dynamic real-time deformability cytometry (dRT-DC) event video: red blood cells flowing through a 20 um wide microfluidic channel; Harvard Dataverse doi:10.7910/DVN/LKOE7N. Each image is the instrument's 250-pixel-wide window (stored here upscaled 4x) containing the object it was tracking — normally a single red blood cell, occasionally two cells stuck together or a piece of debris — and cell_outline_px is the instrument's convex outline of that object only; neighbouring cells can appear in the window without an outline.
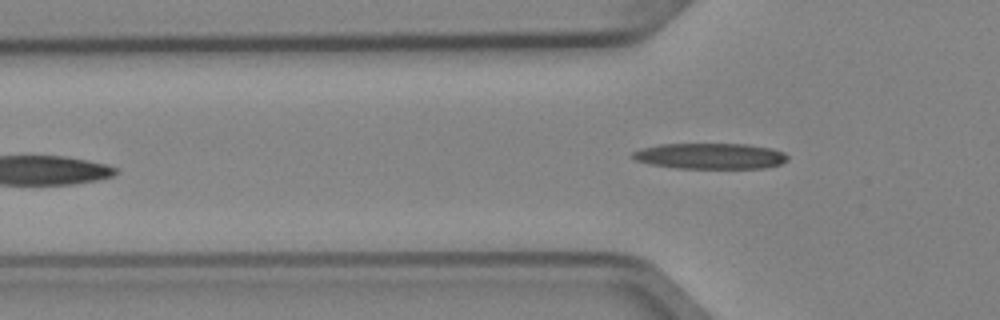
{"species": "Egyptian fruit bat (a non-hibernating species)", "species_latin": "Rousettus aegyptiacus", "temperature_condition": "cold", "stored_images_in_passage": 5, "camera_frame_rate_fps": 3000, "um_per_image_px": 0.085, "animal": {"sex": "female"}, "frame": {"image": 1, "passage_image": 5, "time_ms": 1.333, "image_size_px": [1000, 320], "cell_outline_px": [[788, 160], [780, 164], [764, 168], [676, 168], [652, 164], [636, 160], [632, 156], [632, 152], [640, 148], [660, 144], [748, 144], [772, 148], [784, 152], [788, 156]], "centroid_in_image_um": [60.4, 13.26], "position_along_channel_um": 65.4, "area_um2": 23.35}}